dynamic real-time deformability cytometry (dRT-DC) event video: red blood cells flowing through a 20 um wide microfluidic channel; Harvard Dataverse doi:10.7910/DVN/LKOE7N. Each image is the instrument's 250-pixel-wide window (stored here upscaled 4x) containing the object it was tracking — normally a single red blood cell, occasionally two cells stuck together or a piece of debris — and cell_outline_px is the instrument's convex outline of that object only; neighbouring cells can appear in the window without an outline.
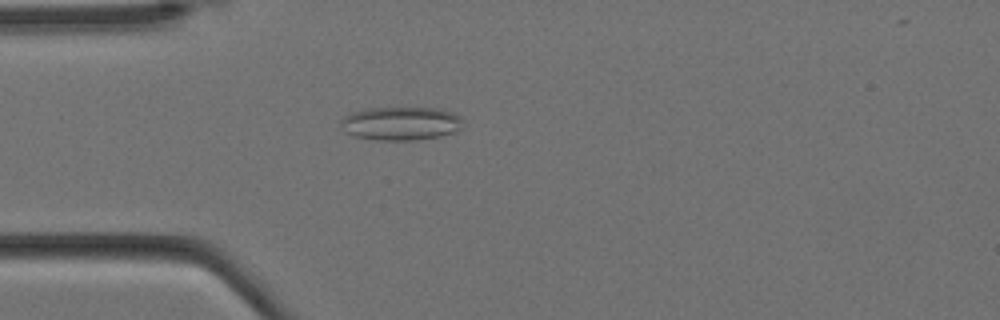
{"species": "Egyptian fruit bat (a non-hibernating species)", "species_latin": "Rousettus aegyptiacus", "temperature_condition": "cold", "stored_images_in_passage": 6, "camera_frame_rate_fps": 3000, "um_per_image_px": 0.085, "animal": {"sex": "female"}, "frame": {"image": 1, "passage_image": 5, "time_ms": 1.333, "image_size_px": [1000, 320], "cell_outline_px": [[460, 128], [456, 132], [440, 136], [412, 140], [376, 140], [356, 136], [344, 132], [340, 124], [340, 120], [344, 116], [352, 112], [364, 108], [440, 108], [452, 112], [460, 116]], "centroid_in_image_um": [34.03, 10.49], "position_along_channel_um": 51.0, "area_um2": 23.87}}